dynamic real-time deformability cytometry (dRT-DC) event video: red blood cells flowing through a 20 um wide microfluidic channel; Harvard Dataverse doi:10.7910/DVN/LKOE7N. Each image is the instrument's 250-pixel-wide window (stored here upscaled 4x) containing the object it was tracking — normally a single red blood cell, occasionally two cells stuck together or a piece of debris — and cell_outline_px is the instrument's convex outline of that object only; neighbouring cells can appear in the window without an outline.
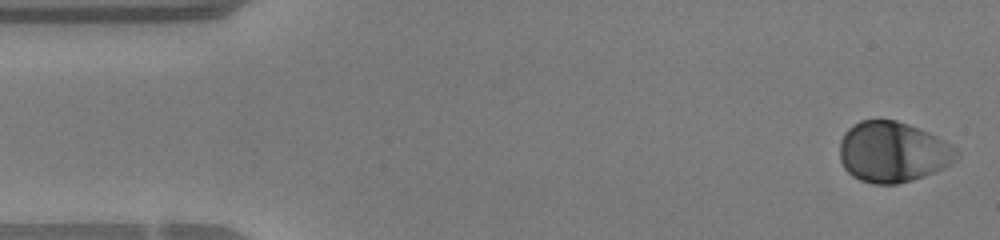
{"species": "human", "species_latin": "Homo sapiens", "temperature_condition": "warm", "stored_images_in_passage": 43, "camera_frame_rate_fps": 3000, "um_per_image_px": 0.085, "donor": {"sex": "female"}, "frame": {"image": 1, "passage_image": 1, "time_ms": 0.0, "image_size_px": [1000, 240], "cell_outline_px": [[960, 156], [952, 164], [944, 168], [924, 176], [912, 180], [896, 184], [872, 184], [860, 180], [852, 176], [844, 168], [840, 160], [840, 140], [844, 132], [852, 124], [860, 120], [896, 120], [920, 128], [944, 140], [956, 148], [960, 152]], "centroid_in_image_um": [75.89, 12.92], "position_along_channel_um": 9.1, "area_um2": 41.67}}
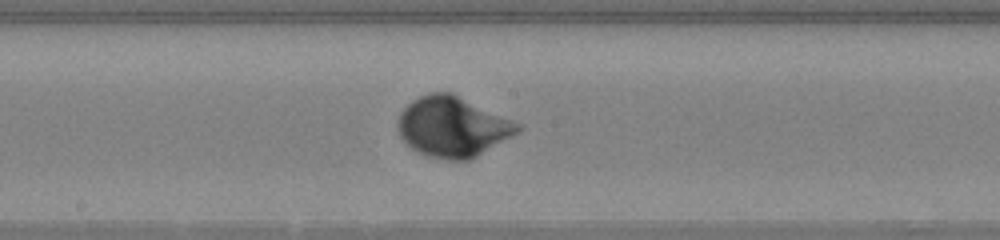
{"frame": {"image": 2, "passage_image": 22, "time_ms": 7.0, "image_size_px": [1000, 240], "cell_outline_px": [[524, 128], [476, 156], [468, 160], [444, 160], [428, 156], [416, 152], [400, 136], [396, 128], [396, 120], [400, 112], [412, 100], [428, 92], [452, 92], [520, 124]], "centroid_in_image_um": [38.41, 10.76], "position_along_channel_um": 209.8, "area_um2": 41.91}}
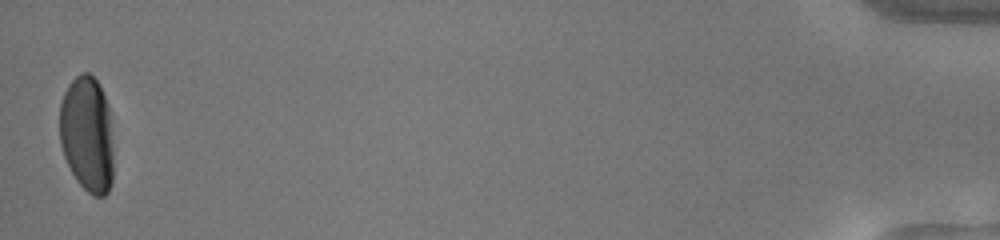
{"frame": {"image": 3, "passage_image": 43, "time_ms": 14.0, "image_size_px": [1000, 240], "cell_outline_px": [[112, 184], [108, 192], [104, 196], [92, 196], [76, 180], [64, 156], [60, 144], [60, 104], [64, 92], [68, 84], [80, 72], [88, 72], [100, 84], [108, 104], [112, 140]], "centroid_in_image_um": [7.41, 11.4], "position_along_channel_um": 427.8, "area_um2": 36.65}}